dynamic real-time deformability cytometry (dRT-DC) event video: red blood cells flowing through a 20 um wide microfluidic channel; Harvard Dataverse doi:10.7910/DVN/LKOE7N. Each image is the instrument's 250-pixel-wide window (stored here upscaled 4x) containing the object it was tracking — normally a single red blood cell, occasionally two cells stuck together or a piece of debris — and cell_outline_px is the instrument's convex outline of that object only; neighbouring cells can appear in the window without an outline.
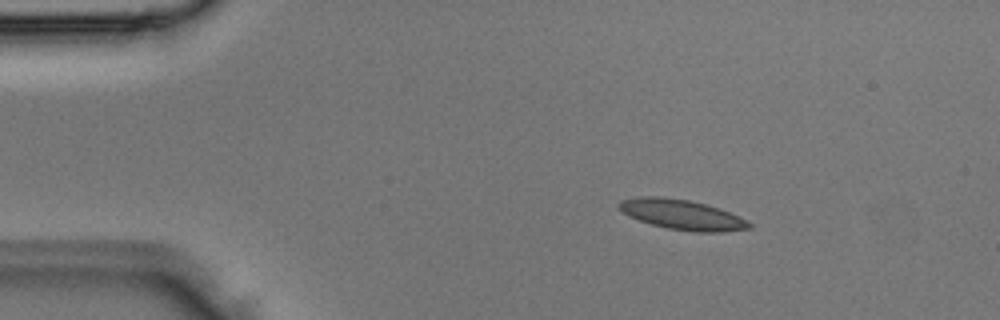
{"species": "Egyptian fruit bat (a non-hibernating species)", "species_latin": "Rousettus aegyptiacus", "temperature_condition": "room temperature", "stored_images_in_passage": 2, "camera_frame_rate_fps": 3000, "um_per_image_px": 0.085, "animal": {"sex": "male"}, "frame": {"image": 1, "passage_image": 1, "time_ms": 0.0, "image_size_px": [1000, 320], "cell_outline_px": [[752, 228], [720, 232], [696, 232], [668, 228], [652, 224], [628, 216], [616, 208], [616, 204], [620, 200], [640, 196], [660, 196], [688, 200], [704, 204], [728, 212], [752, 224]], "centroid_in_image_um": [57.88, 18.23], "position_along_channel_um": 27.1, "area_um2": 22.54}}